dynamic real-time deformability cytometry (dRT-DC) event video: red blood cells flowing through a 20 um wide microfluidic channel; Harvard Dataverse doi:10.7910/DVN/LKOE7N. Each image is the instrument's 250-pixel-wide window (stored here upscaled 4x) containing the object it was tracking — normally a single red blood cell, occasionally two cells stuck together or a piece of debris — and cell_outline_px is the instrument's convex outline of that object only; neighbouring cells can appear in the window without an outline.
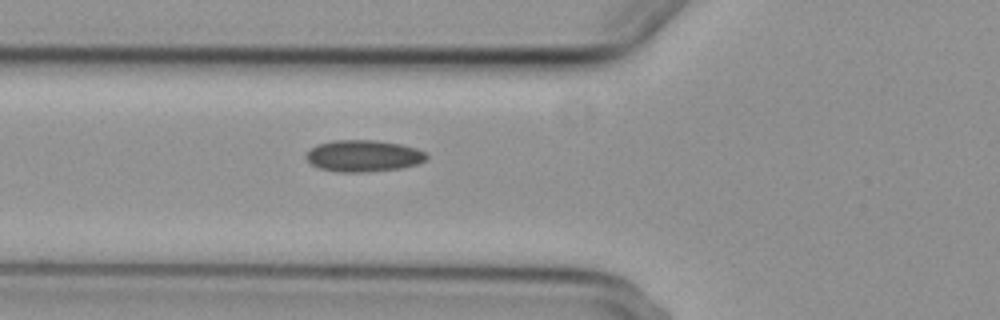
{"species": "common noctule bat (a hibernating species)", "species_latin": "Nyctalus noctula", "temperature_condition": "cold", "stored_images_in_passage": 2, "camera_frame_rate_fps": 3000, "um_per_image_px": 0.085, "animal": {"sex": "female", "body_mass_g": 29.2, "forearm_length_mm": 56.3}, "frame": {"image": 1, "passage_image": 2, "time_ms": 1.0, "image_size_px": [1000, 320], "cell_outline_px": [[428, 156], [424, 160], [416, 164], [400, 168], [368, 172], [336, 172], [320, 168], [312, 164], [304, 156], [316, 144], [332, 140], [376, 140], [400, 144], [416, 148], [424, 152]], "centroid_in_image_um": [30.87, 13.24], "position_along_channel_um": 94.9, "area_um2": 22.14}}